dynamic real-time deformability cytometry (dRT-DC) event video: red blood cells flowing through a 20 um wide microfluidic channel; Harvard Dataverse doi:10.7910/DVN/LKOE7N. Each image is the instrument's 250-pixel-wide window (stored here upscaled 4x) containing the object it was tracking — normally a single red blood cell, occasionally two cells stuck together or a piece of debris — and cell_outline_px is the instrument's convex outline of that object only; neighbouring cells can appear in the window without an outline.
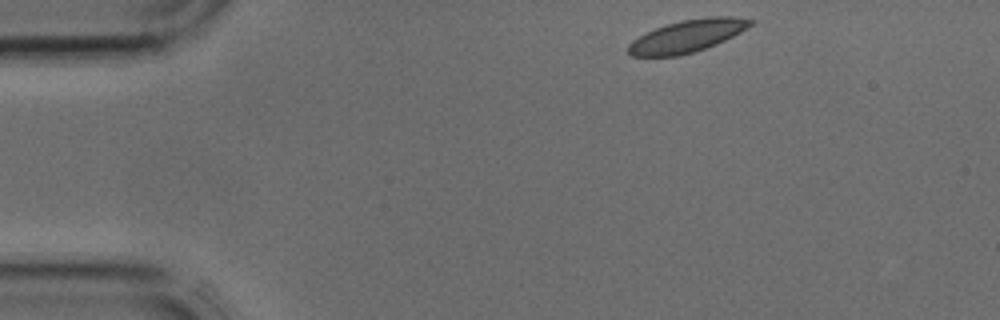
{"species": "common noctule bat (a hibernating species)", "species_latin": "Nyctalus noctula", "temperature_condition": "cold", "stored_images_in_passage": 36, "camera_frame_rate_fps": 3000, "um_per_image_px": 0.085, "animal": {"sex": "male", "body_mass_g": 17.9, "forearm_length_mm": 54.2}, "frame": {"image": 1, "passage_image": 1, "time_ms": 0.0, "image_size_px": [1000, 320], "cell_outline_px": [[756, 20], [752, 24], [740, 32], [716, 44], [692, 52], [676, 56], [632, 56], [628, 52], [628, 44], [632, 40], [656, 28], [680, 20], [708, 16], [732, 16]], "centroid_in_image_um": [58.43, 3.05], "position_along_channel_um": 26.6, "area_um2": 22.77}}
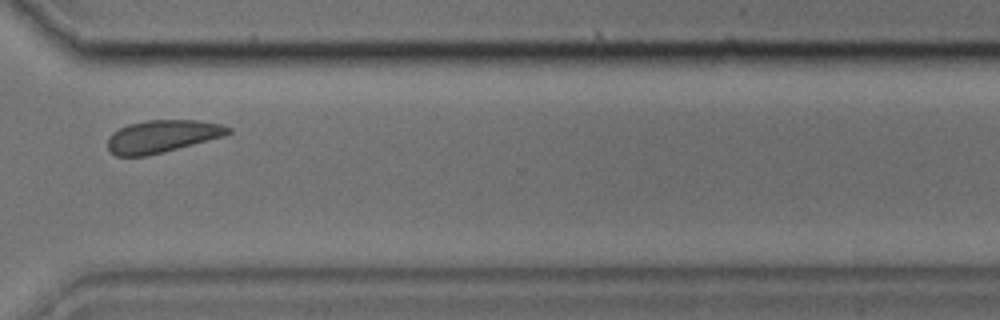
{"frame": {"image": 2, "passage_image": 26, "time_ms": 8.333, "image_size_px": [1000, 320], "cell_outline_px": [[232, 132], [224, 136], [164, 152], [148, 156], [116, 156], [108, 148], [108, 136], [112, 132], [128, 124], [148, 120], [196, 120], [220, 124], [232, 128]], "centroid_in_image_um": [13.78, 11.59], "position_along_channel_um": 356.8, "area_um2": 22.83}}
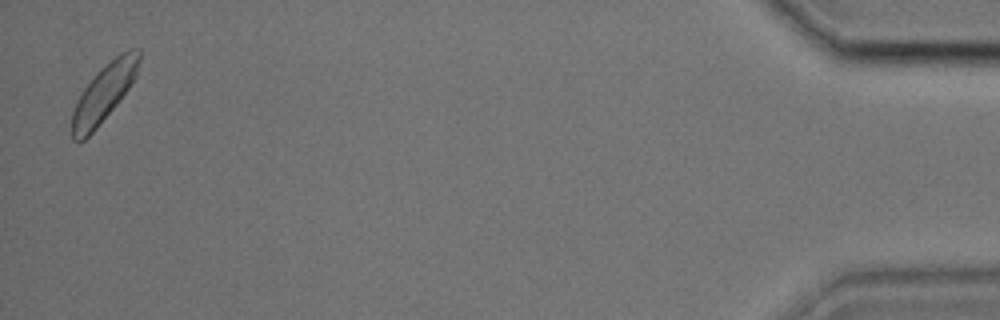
{"frame": {"image": 3, "passage_image": 36, "time_ms": 11.667, "image_size_px": [1000, 320], "cell_outline_px": [[140, 60], [136, 76], [128, 88], [116, 104], [96, 128], [80, 144], [72, 140], [72, 112], [76, 100], [84, 88], [96, 72], [100, 68], [120, 52], [128, 48], [140, 48]], "centroid_in_image_um": [8.82, 7.88], "position_along_channel_um": 426.4, "area_um2": 22.54}}